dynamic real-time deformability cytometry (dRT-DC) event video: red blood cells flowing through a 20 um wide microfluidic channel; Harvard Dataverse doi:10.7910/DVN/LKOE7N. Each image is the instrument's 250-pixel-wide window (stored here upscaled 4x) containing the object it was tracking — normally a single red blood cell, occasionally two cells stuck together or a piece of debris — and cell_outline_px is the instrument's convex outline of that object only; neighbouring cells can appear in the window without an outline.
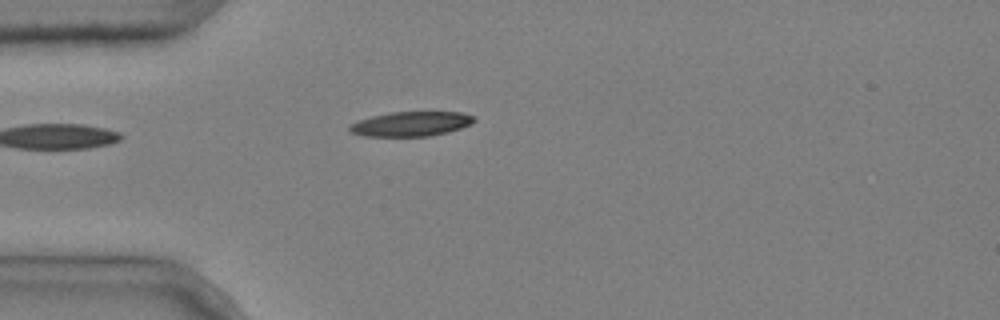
{"species": "common noctule bat (a hibernating species)", "species_latin": "Nyctalus noctula", "temperature_condition": "cold", "stored_images_in_passage": 4, "camera_frame_rate_fps": 3000, "um_per_image_px": 0.085, "animal": {"sex": "male", "body_mass_g": 20.4}, "frame": {"image": 1, "passage_image": 4, "time_ms": 1.0, "image_size_px": [1000, 320], "cell_outline_px": [[476, 120], [472, 124], [448, 132], [428, 136], [364, 136], [352, 132], [348, 128], [348, 124], [372, 116], [392, 112], [464, 112], [476, 116]], "centroid_in_image_um": [34.98, 10.52], "position_along_channel_um": 50.0, "area_um2": 17.92}}